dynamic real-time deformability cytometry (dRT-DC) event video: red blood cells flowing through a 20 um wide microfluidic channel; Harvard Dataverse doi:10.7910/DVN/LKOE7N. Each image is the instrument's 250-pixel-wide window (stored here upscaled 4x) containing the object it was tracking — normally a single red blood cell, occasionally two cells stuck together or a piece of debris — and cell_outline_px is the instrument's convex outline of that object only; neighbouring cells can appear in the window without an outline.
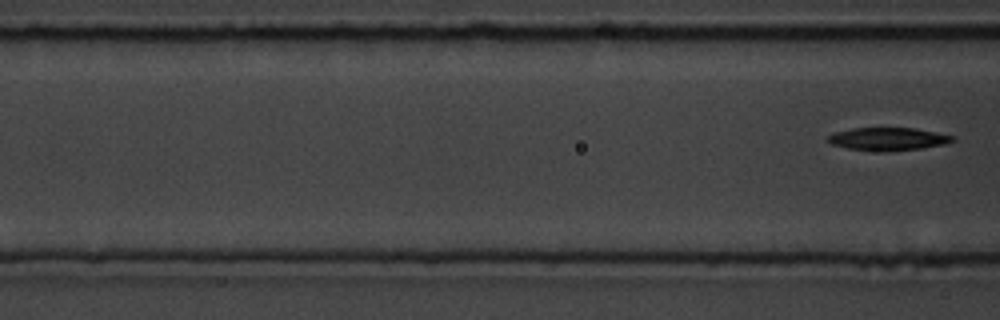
{"species": "common noctule bat (a hibernating species)", "species_latin": "Nyctalus noctula", "temperature_condition": "room temperature", "stored_images_in_passage": 8, "segment_of_instrument_passage": [2, 2], "camera_frame_rate_fps": 3000, "um_per_image_px": 0.085, "animal": {"sex": "male", "body_mass_g": 19.5, "forearm_length_mm": 54.6}, "frame": {"image": 1, "passage_image": 8, "time_ms": 9.667, "image_size_px": [1000, 320], "cell_outline_px": [[956, 140], [944, 144], [920, 148], [888, 152], [884, 152], [848, 148], [832, 144], [824, 140], [828, 136], [836, 132], [852, 128], [912, 128], [936, 132], [956, 136]], "centroid_in_image_um": [75.49, 11.81], "position_along_channel_um": 91.1, "area_um2": 16.65}}